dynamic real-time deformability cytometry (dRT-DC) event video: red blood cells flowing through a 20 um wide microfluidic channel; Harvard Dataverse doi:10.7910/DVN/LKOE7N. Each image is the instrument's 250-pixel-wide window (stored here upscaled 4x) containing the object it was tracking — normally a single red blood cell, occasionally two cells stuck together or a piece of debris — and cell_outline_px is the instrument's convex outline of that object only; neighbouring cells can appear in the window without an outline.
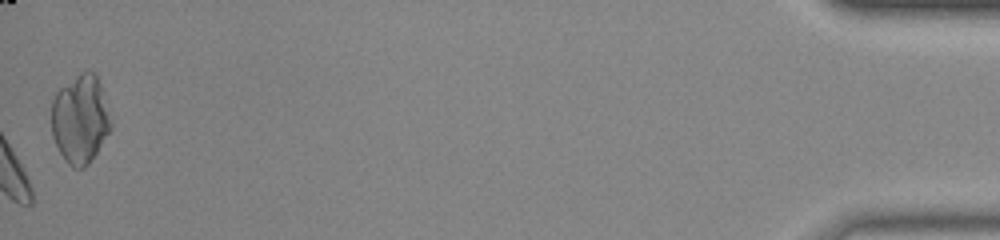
{"species": "common noctule bat (a hibernating species)", "species_latin": "Nyctalus noctula", "temperature_condition": "room temperature", "stored_images_in_passage": 40, "camera_frame_rate_fps": 3000, "um_per_image_px": 0.085, "animal": {"sex": "male", "body_mass_g": 20.0, "forearm_length_mm": 53.3}, "frame": {"image": 1, "passage_image": 40, "time_ms": 13.0, "image_size_px": [1000, 240], "cell_outline_px": [[112, 128], [88, 164], [84, 168], [72, 168], [68, 164], [60, 152], [52, 136], [52, 100], [56, 92], [60, 88], [80, 72], [88, 68], [96, 72], [100, 84], [112, 124]], "centroid_in_image_um": [6.82, 10.1], "position_along_channel_um": 428.4, "area_um2": 30.63}, "authors_computed_cell_mechanics": {"area_um2": 18.1203, "velocity_mm_per_s": 3.7901, "shape_relaxation_time_tau1_ms": 4.3294, "shape_relaxation_time_tau2_ms": 1.5275, "deformation_change_tau1": 0.1058, "deformation_change_tau2": 0.0502}}